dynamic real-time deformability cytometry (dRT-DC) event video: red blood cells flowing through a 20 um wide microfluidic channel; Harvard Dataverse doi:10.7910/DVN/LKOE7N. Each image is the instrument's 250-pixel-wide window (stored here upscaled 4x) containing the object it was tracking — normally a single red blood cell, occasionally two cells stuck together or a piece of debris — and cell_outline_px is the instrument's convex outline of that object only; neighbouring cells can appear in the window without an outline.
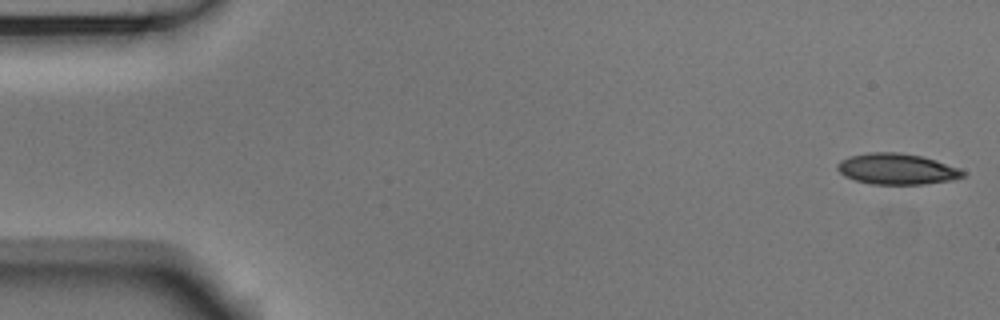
{"species": "Egyptian fruit bat (a non-hibernating species)", "species_latin": "Rousettus aegyptiacus", "temperature_condition": "room temperature", "stored_images_in_passage": 53, "camera_frame_rate_fps": 3000, "um_per_image_px": 0.085, "animal": {"sex": "male"}, "frame": {"image": 1, "passage_image": 1, "time_ms": 0.0, "image_size_px": [1000, 320], "cell_outline_px": [[968, 172], [964, 176], [952, 180], [924, 184], [872, 184], [856, 180], [844, 176], [836, 168], [836, 164], [840, 160], [848, 156], [868, 152], [900, 152], [920, 156], [936, 160]], "centroid_in_image_um": [76.21, 14.36], "position_along_channel_um": 8.8, "area_um2": 22.72}}
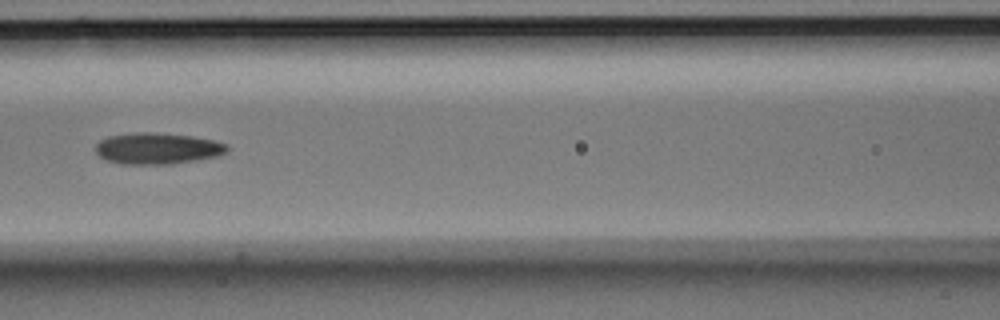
{"frame": {"image": 2, "passage_image": 23, "time_ms": 7.333, "image_size_px": [1000, 320], "cell_outline_px": [[228, 152], [220, 156], [172, 164], [120, 164], [108, 160], [100, 156], [96, 152], [96, 144], [100, 140], [108, 136], [136, 132], [152, 132], [192, 136], [216, 140], [228, 144]], "centroid_in_image_um": [13.43, 12.61], "position_along_channel_um": 153.2, "area_um2": 24.22}}
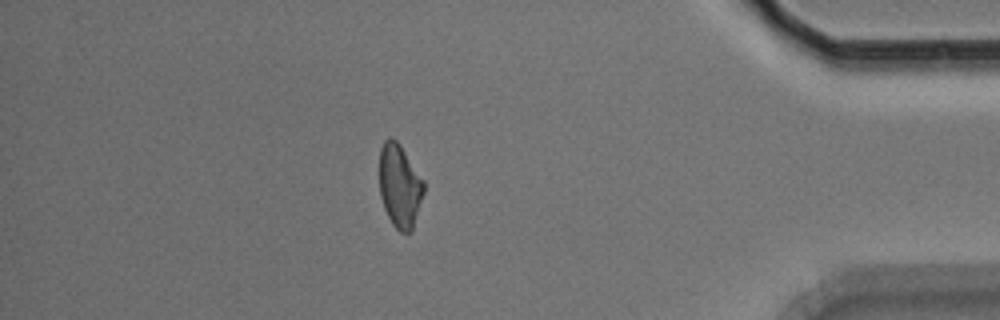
{"frame": {"image": 3, "passage_image": 46, "time_ms": 15.0, "image_size_px": [1000, 320], "cell_outline_px": [[424, 192], [412, 232], [400, 232], [392, 224], [384, 208], [380, 196], [380, 148], [384, 140], [388, 136], [396, 140], [400, 144], [424, 180]], "centroid_in_image_um": [33.98, 15.79], "position_along_channel_um": 401.2, "area_um2": 21.68}, "authors_computed_cell_mechanics": {"area_um2": 22.7154, "velocity_mm_per_s": 3.7533, "shape_relaxation_time_tau1_ms": 6.6987, "shape_relaxation_time_tau2_ms": 4.1755, "deformation_change_tau1": 0.1597, "deformation_change_tau2": 0.1183}}